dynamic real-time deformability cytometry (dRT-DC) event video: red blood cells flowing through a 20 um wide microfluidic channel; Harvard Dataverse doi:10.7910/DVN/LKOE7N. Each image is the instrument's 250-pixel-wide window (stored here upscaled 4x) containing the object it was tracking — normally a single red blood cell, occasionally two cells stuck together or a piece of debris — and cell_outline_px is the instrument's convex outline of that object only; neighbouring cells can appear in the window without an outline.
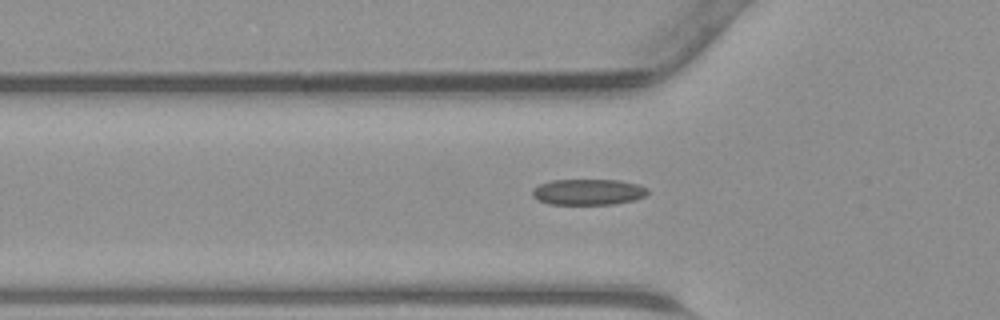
{"species": "common noctule bat (a hibernating species)", "species_latin": "Nyctalus noctula", "temperature_condition": "warm", "stored_images_in_passage": 30, "camera_frame_rate_fps": 3000, "um_per_image_px": 0.085, "animal": {"sex": "male", "body_mass_g": 23.1, "forearm_length_mm": 52.7}, "frame": {"image": 1, "passage_image": 2, "time_ms": 0.333, "image_size_px": [1000, 320], "cell_outline_px": [[648, 192], [644, 196], [632, 200], [616, 204], [548, 204], [536, 200], [532, 196], [532, 188], [540, 184], [552, 180], [620, 180], [636, 184], [648, 188]], "centroid_in_image_um": [49.95, 16.32], "position_along_channel_um": 75.9, "area_um2": 17.46}}
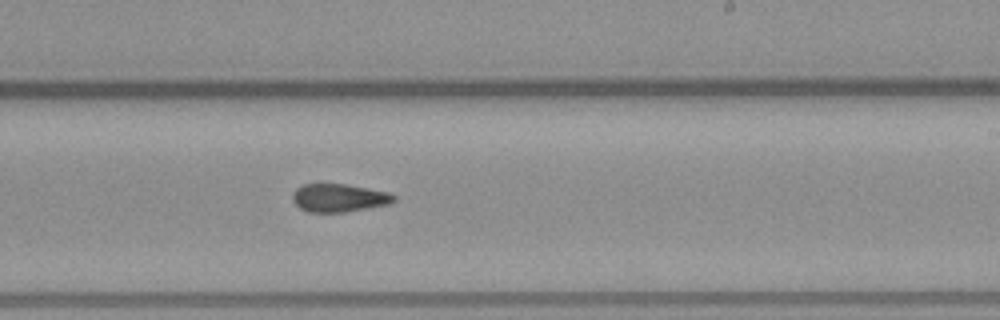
{"frame": {"image": 2, "passage_image": 14, "time_ms": 4.333, "image_size_px": [1000, 320], "cell_outline_px": [[396, 200], [392, 204], [344, 212], [308, 212], [300, 208], [292, 200], [292, 192], [296, 188], [304, 184], [348, 184], [388, 192], [396, 196]], "centroid_in_image_um": [28.83, 16.82], "position_along_channel_um": 260.2, "area_um2": 16.76}}
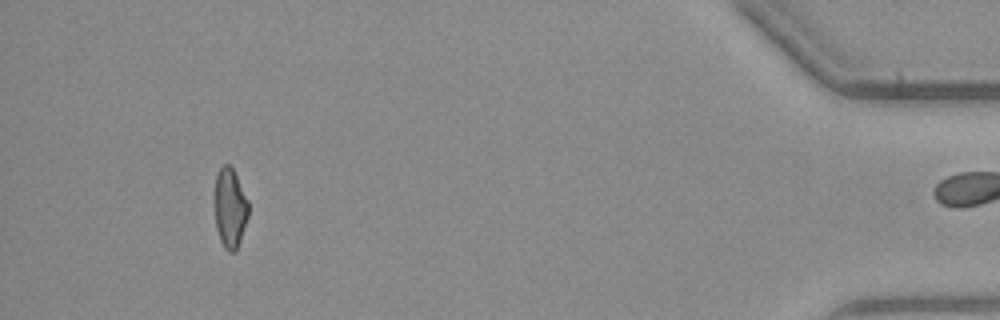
{"frame": {"image": 3, "passage_image": 29, "time_ms": 9.333, "image_size_px": [1000, 320], "cell_outline_px": [[248, 216], [240, 240], [236, 248], [232, 252], [228, 252], [224, 248], [220, 240], [216, 228], [216, 176], [220, 168], [224, 164], [228, 164], [232, 168], [248, 200]], "centroid_in_image_um": [19.56, 17.7], "position_along_channel_um": 415.6, "area_um2": 15.2}}